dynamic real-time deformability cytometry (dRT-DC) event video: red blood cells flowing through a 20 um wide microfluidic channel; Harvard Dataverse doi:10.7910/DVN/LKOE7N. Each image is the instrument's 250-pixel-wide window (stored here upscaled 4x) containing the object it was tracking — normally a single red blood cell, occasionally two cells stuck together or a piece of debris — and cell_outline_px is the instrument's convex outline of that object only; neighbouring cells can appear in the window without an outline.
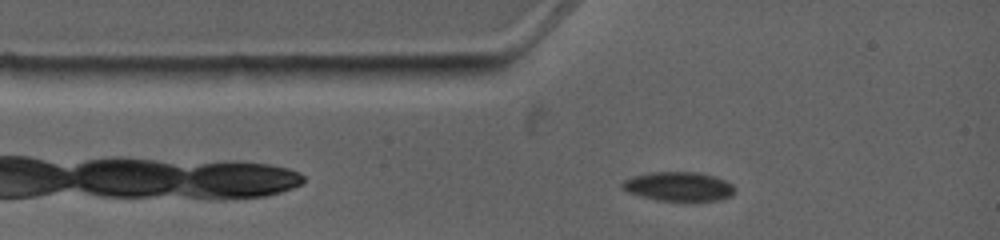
{"species": "common noctule bat (a hibernating species)", "species_latin": "Nyctalus noctula", "temperature_condition": "warm", "stored_images_in_passage": 4, "segment_of_instrument_passage": [1, 2], "camera_frame_rate_fps": 4500, "um_per_image_px": 0.085, "animal": {"sex": "female", "body_mass_g": 19.0, "forearm_length_mm": 53.3}, "frame": {"image": 1, "passage_image": 2, "time_ms": 1.111, "image_size_px": [1000, 240], "cell_outline_px": [[736, 192], [732, 196], [720, 200], [684, 204], [656, 200], [640, 196], [628, 192], [620, 188], [620, 184], [624, 180], [632, 176], [652, 172], [700, 172], [716, 176], [732, 184], [736, 188]], "centroid_in_image_um": [57.73, 15.9], "position_along_channel_um": 27.3, "area_um2": 20.23}}